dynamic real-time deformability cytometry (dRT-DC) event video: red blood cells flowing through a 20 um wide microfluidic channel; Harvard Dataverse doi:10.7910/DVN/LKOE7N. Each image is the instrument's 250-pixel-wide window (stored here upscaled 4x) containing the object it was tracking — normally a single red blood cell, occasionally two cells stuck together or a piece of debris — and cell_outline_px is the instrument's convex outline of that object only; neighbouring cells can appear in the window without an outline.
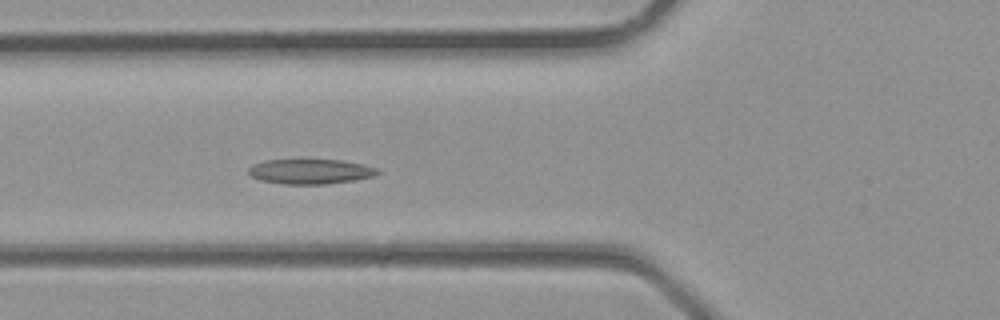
{"species": "common noctule bat (a hibernating species)", "species_latin": "Nyctalus noctula", "temperature_condition": "room temperature", "stored_images_in_passage": 26, "camera_frame_rate_fps": 3000, "um_per_image_px": 0.085, "animal": {"sex": "male", "body_mass_g": 23.1, "forearm_length_mm": 52.7}, "frame": {"image": 1, "passage_image": 8, "time_ms": 2.333, "image_size_px": [1000, 320], "cell_outline_px": [[380, 172], [372, 176], [356, 180], [328, 184], [284, 184], [260, 180], [252, 176], [248, 172], [248, 168], [252, 164], [264, 160], [300, 156], [304, 156], [340, 160], [364, 164], [380, 168]], "centroid_in_image_um": [26.36, 14.51], "position_along_channel_um": 99.4, "area_um2": 20.0}}
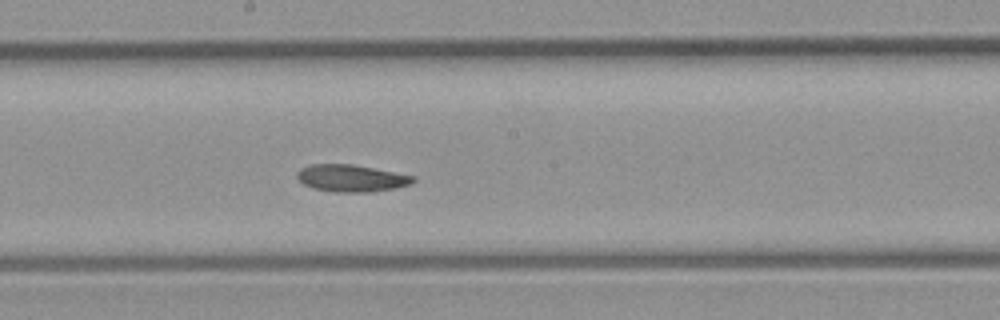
{"frame": {"image": 2, "passage_image": 14, "time_ms": 4.333, "image_size_px": [1000, 320], "cell_outline_px": [[416, 180], [408, 184], [396, 188], [372, 192], [332, 192], [312, 188], [304, 184], [296, 176], [296, 172], [300, 168], [312, 164], [352, 164], [416, 176]], "centroid_in_image_um": [29.85, 15.15], "position_along_channel_um": 218.4, "area_um2": 18.38}}
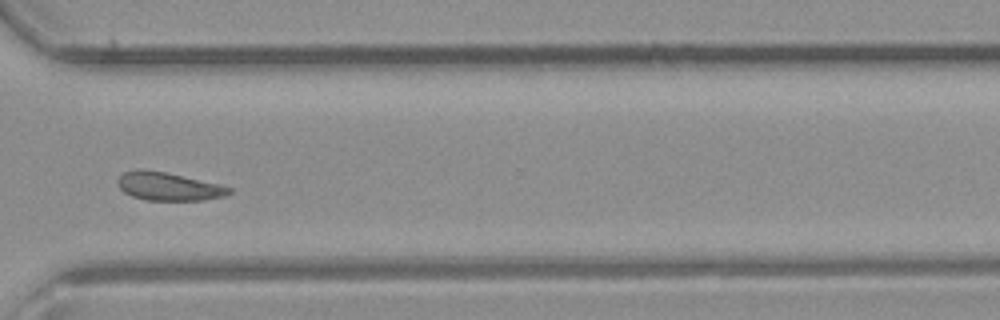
{"frame": {"image": 3, "passage_image": 21, "time_ms": 6.667, "image_size_px": [1000, 320], "cell_outline_px": [[232, 192], [224, 196], [204, 200], [148, 200], [132, 196], [124, 192], [116, 184], [116, 180], [124, 172], [136, 168], [140, 168], [164, 172], [220, 184], [232, 188]], "centroid_in_image_um": [14.3, 15.84], "position_along_channel_um": 356.3, "area_um2": 18.32}}